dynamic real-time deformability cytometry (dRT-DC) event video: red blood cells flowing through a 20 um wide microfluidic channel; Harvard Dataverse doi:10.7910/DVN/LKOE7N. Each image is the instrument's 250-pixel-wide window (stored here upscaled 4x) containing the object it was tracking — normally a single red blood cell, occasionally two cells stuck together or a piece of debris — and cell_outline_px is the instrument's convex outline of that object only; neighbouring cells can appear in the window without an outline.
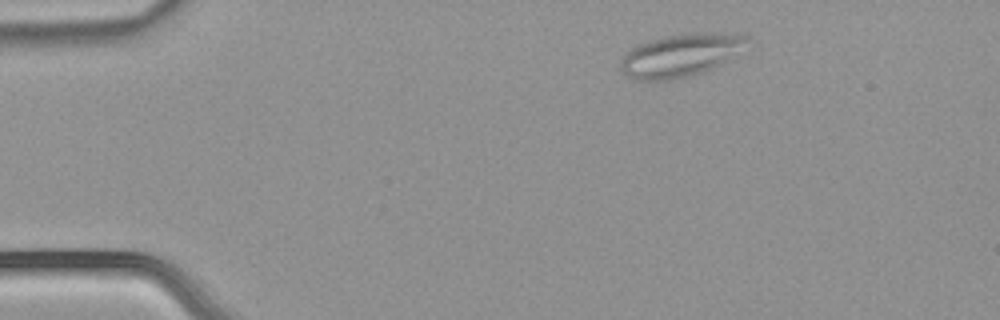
{"species": "common noctule bat (a hibernating species)", "species_latin": "Nyctalus noctula", "temperature_condition": "warm", "stored_images_in_passage": 5, "camera_frame_rate_fps": 3000, "um_per_image_px": 0.085, "animal": {"sex": "male", "body_mass_g": 21.5, "forearm_length_mm": 52.0}, "frame": {"image": 1, "passage_image": 5, "time_ms": 1.333, "image_size_px": [1000, 320], "cell_outline_px": [[748, 40], [744, 56], [712, 68], [700, 72], [668, 80], [640, 80], [628, 76], [620, 68], [620, 64], [624, 56], [632, 48], [648, 40], [664, 36], [684, 32], [736, 32], [748, 36]], "centroid_in_image_um": [58.02, 4.65], "position_along_channel_um": 27.0, "area_um2": 32.37}}